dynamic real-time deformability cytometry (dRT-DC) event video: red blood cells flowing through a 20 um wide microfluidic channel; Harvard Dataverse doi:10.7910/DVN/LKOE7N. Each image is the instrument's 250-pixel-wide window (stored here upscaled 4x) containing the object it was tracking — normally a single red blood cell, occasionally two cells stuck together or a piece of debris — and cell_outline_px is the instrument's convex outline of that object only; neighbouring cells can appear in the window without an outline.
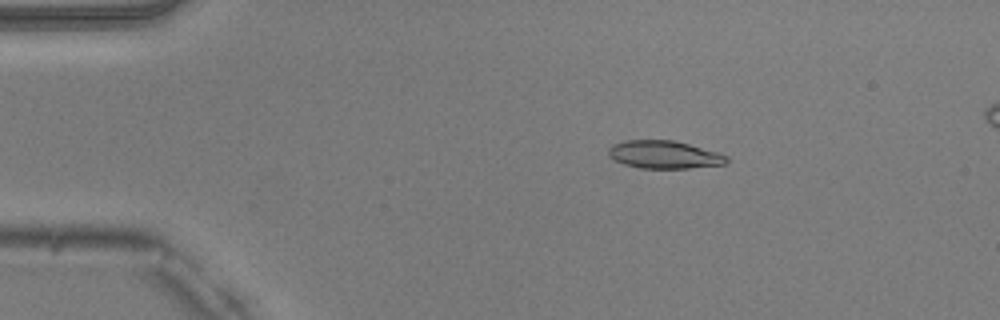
{"species": "common noctule bat (a hibernating species)", "species_latin": "Nyctalus noctula", "temperature_condition": "warm", "stored_images_in_passage": 50, "camera_frame_rate_fps": 3000, "um_per_image_px": 0.085, "animal": {"sex": "male", "body_mass_g": 20.5, "forearm_length_mm": 52.5}, "frame": {"image": 1, "passage_image": 9, "time_ms": 2.667, "image_size_px": [1000, 320], "cell_outline_px": [[728, 164], [688, 168], [640, 168], [624, 164], [608, 156], [608, 148], [612, 144], [628, 140], [672, 140], [720, 152], [728, 156]], "centroid_in_image_um": [56.48, 13.14], "position_along_channel_um": 28.5, "area_um2": 19.25}}
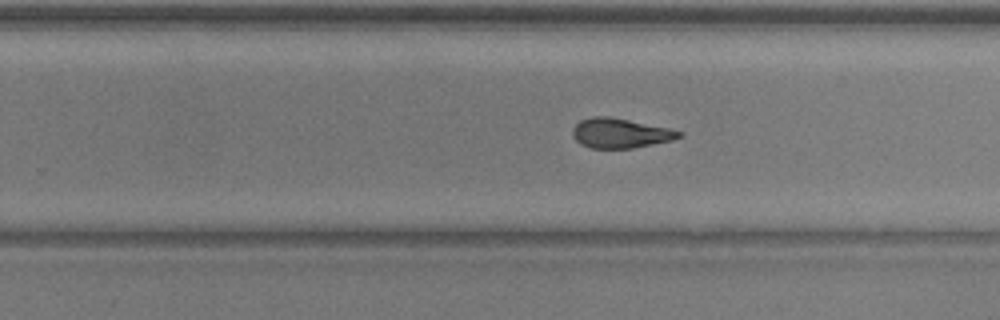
{"frame": {"image": 2, "passage_image": 32, "time_ms": 10.333, "image_size_px": [1000, 320], "cell_outline_px": [[684, 136], [672, 140], [632, 148], [592, 148], [580, 144], [572, 136], [572, 128], [580, 120], [592, 116], [608, 116], [668, 128], [684, 132]], "centroid_in_image_um": [52.71, 11.32], "position_along_channel_um": 277.1, "area_um2": 18.38}}
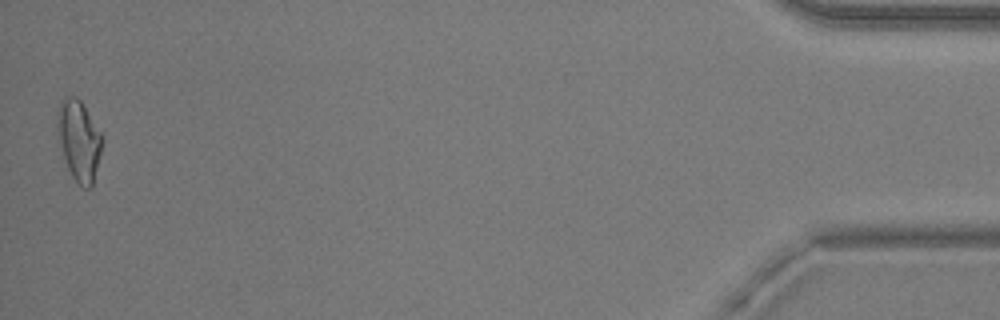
{"frame": {"image": 3, "passage_image": 50, "time_ms": 16.333, "image_size_px": [1000, 320], "cell_outline_px": [[104, 140], [92, 188], [84, 188], [72, 176], [68, 168], [60, 144], [56, 128], [56, 112], [64, 96], [76, 96], [80, 100], [104, 136]], "centroid_in_image_um": [6.72, 11.91], "position_along_channel_um": 428.5, "area_um2": 21.15}, "authors_computed_cell_mechanics": {"area_um2": 19.1318, "velocity_mm_per_s": 4.0189, "shape_relaxation_time_tau1_ms": null, "shape_relaxation_time_tau2_ms": 3.3593, "deformation_change_tau1": null, "deformation_change_tau2": 0.124}}